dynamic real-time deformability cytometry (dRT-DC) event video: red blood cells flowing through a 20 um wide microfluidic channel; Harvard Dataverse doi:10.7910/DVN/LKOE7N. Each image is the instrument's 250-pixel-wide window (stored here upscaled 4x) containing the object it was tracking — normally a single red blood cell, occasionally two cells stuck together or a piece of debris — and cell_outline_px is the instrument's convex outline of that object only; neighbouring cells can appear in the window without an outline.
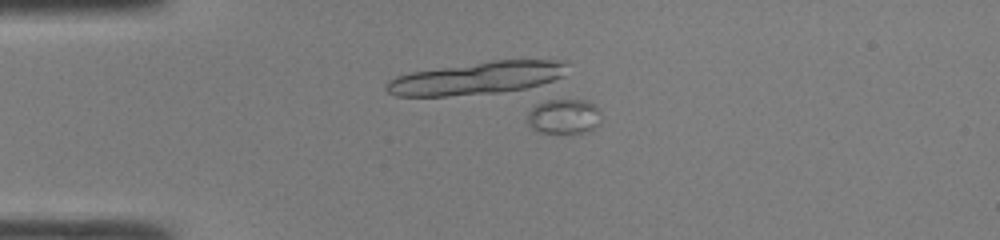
{"species": "common noctule bat (a hibernating species)", "species_latin": "Nyctalus noctula", "temperature_condition": "room temperature", "stored_images_in_passage": 16, "camera_frame_rate_fps": 3000, "um_per_image_px": 0.085, "animal": {"sex": "male", "body_mass_g": 19.0, "forearm_length_mm": 50.8}, "frame": {"image": 1, "passage_image": 12, "time_ms": 3.667, "image_size_px": [1000, 240], "cell_outline_px": [[600, 124], [584, 132], [540, 132], [532, 128], [528, 124], [528, 112], [536, 104], [548, 100], [588, 100], [600, 108]], "centroid_in_image_um": [47.96, 9.87], "position_along_channel_um": 37.0, "area_um2": 14.91}}